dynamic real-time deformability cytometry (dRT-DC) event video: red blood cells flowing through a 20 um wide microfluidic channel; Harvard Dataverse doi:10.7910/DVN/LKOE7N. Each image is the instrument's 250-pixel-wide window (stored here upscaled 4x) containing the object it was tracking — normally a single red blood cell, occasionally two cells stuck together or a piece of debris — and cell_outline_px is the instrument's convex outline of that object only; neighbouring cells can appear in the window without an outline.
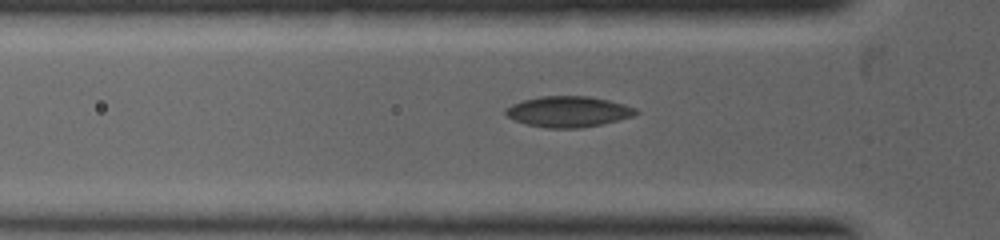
{"species": "common noctule bat (a hibernating species)", "species_latin": "Nyctalus noctula", "temperature_condition": "warm", "stored_images_in_passage": 3, "camera_frame_rate_fps": 5000, "um_per_image_px": 0.085, "animal": {"sex": "female", "body_mass_g": 19.0, "forearm_length_mm": 53.3}, "frame": {"image": 1, "passage_image": 2, "time_ms": 0.2, "image_size_px": [1000, 240], "cell_outline_px": [[640, 112], [632, 116], [600, 124], [580, 128], [548, 128], [528, 124], [516, 120], [508, 116], [504, 112], [504, 108], [512, 104], [524, 100], [540, 96], [588, 96], [608, 100], [624, 104], [636, 108]], "centroid_in_image_um": [48.3, 9.48], "position_along_channel_um": 77.5, "area_um2": 23.12}}